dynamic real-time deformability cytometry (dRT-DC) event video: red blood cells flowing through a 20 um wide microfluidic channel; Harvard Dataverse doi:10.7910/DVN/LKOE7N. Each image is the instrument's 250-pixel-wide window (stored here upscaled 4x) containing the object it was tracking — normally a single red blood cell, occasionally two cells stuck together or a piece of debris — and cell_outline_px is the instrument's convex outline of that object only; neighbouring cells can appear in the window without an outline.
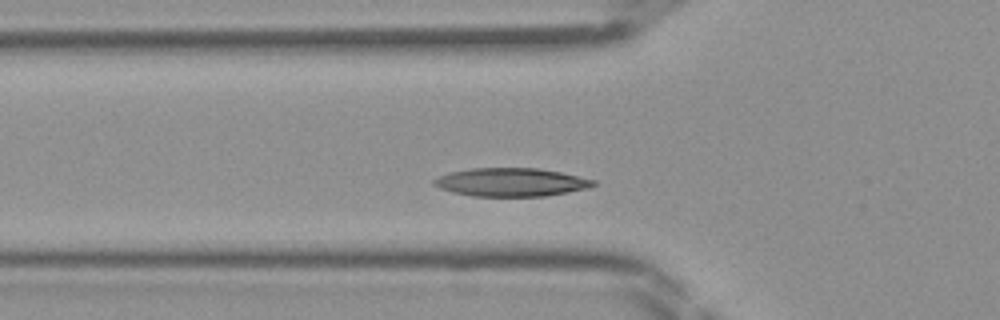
{"species": "Egyptian fruit bat (a non-hibernating species)", "species_latin": "Rousettus aegyptiacus", "temperature_condition": "room temperature", "stored_images_in_passage": 40, "camera_frame_rate_fps": 3000, "um_per_image_px": 0.085, "frame": {"image": 1, "passage_image": 9, "time_ms": 2.667, "image_size_px": [1000, 320], "cell_outline_px": [[596, 184], [588, 188], [568, 192], [544, 196], [472, 196], [452, 192], [440, 188], [432, 184], [432, 180], [440, 176], [452, 172], [472, 168], [540, 168], [560, 172], [596, 180]], "centroid_in_image_um": [43.45, 15.49], "position_along_channel_um": 82.4, "area_um2": 26.24}}
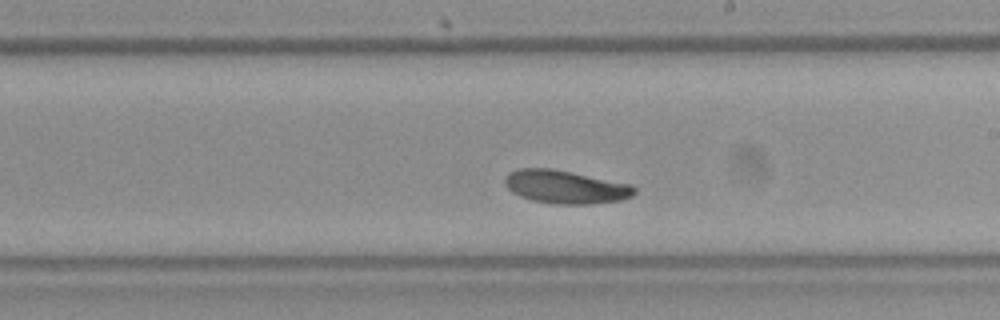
{"frame": {"image": 2, "passage_image": 20, "time_ms": 6.333, "image_size_px": [1000, 320], "cell_outline_px": [[636, 192], [632, 196], [620, 200], [592, 204], [556, 204], [532, 200], [520, 196], [512, 192], [504, 184], [504, 176], [508, 172], [520, 168], [552, 168], [632, 184], [636, 188]], "centroid_in_image_um": [48.06, 15.88], "position_along_channel_um": 240.9, "area_um2": 25.26}}
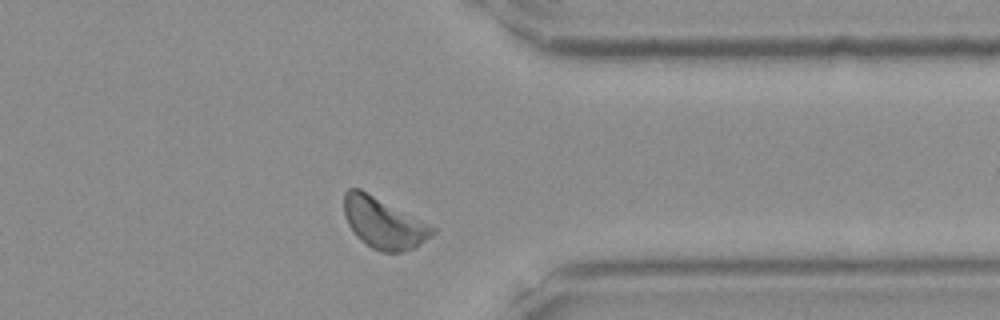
{"frame": {"image": 3, "passage_image": 30, "time_ms": 9.667, "image_size_px": [1000, 320], "cell_outline_px": [[436, 232], [432, 236], [416, 248], [400, 252], [380, 252], [372, 248], [360, 240], [356, 236], [348, 224], [344, 216], [344, 192], [348, 188], [360, 188], [436, 228]], "centroid_in_image_um": [32.59, 18.97], "position_along_channel_um": 378.8, "area_um2": 26.18}}